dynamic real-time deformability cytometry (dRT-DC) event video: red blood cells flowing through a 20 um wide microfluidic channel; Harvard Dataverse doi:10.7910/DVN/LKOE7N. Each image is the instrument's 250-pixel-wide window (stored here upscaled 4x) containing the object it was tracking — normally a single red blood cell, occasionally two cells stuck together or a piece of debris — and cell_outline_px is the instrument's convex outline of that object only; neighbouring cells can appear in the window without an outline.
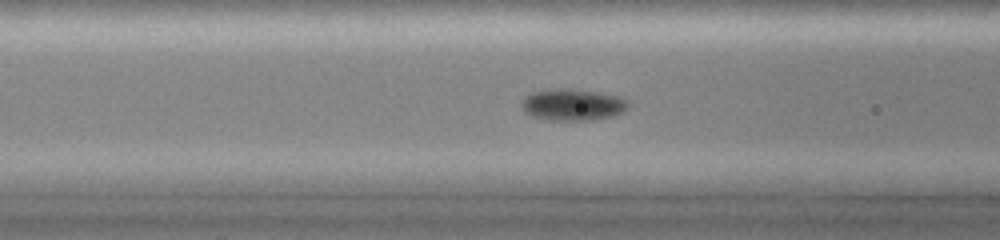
{"species": "common noctule bat (a hibernating species)", "species_latin": "Nyctalus noctula", "temperature_condition": "cold", "stored_images_in_passage": 30, "camera_frame_rate_fps": 3000, "um_per_image_px": 0.085, "animal": {"sex": "female", "body_mass_g": 19.0, "forearm_length_mm": 51.5}, "frame": {"image": 1, "passage_image": 11, "time_ms": 5.0, "image_size_px": [1000, 240], "cell_outline_px": [[628, 108], [624, 112], [612, 116], [592, 120], [544, 120], [532, 116], [524, 112], [520, 104], [524, 96], [532, 92], [560, 88], [596, 92], [620, 96], [628, 100]], "centroid_in_image_um": [48.66, 8.91], "position_along_channel_um": 117.9, "area_um2": 19.77}}
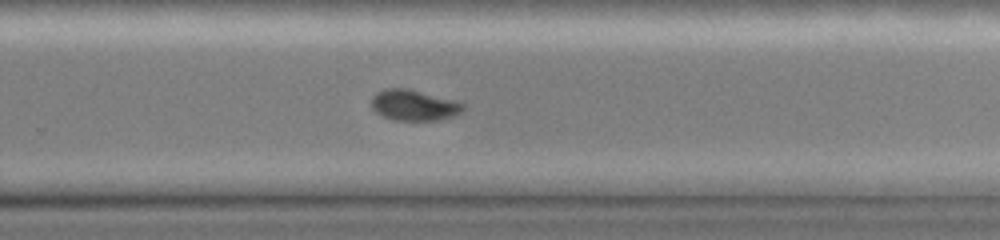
{"frame": {"image": 2, "passage_image": 21, "time_ms": 9.333, "image_size_px": [1000, 240], "cell_outline_px": [[464, 108], [460, 112], [452, 116], [440, 120], [392, 120], [376, 112], [372, 108], [372, 96], [376, 92], [384, 88], [408, 88], [456, 100], [464, 104]], "centroid_in_image_um": [35.17, 8.93], "position_along_channel_um": 294.6, "area_um2": 16.53}}
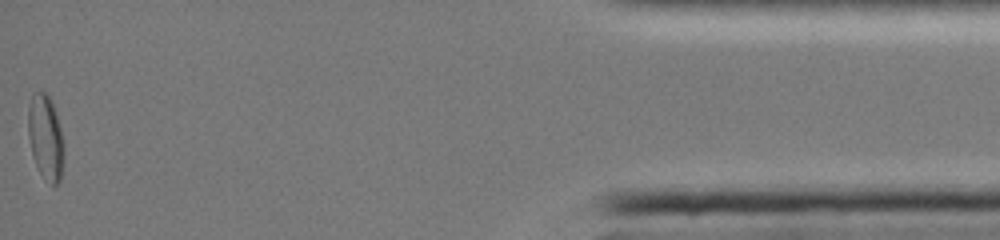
{"frame": {"image": 3, "passage_image": 30, "time_ms": 14.667, "image_size_px": [1000, 240], "cell_outline_px": [[64, 156], [60, 180], [56, 184], [52, 184], [40, 172], [36, 164], [32, 152], [28, 136], [28, 112], [32, 92], [44, 92], [48, 96], [52, 104], [60, 128], [64, 148]], "centroid_in_image_um": [3.87, 11.66], "position_along_channel_um": 431.3, "area_um2": 17.22}, "authors_computed_cell_mechanics": {"area_um2": 18.0336, "velocity_mm_per_s": 4.084, "shape_relaxation_time_tau1_ms": 4.6633, "shape_relaxation_time_tau2_ms": 4.6498, "deformation_change_tau1": 0.0805, "deformation_change_tau2": 0.048}}